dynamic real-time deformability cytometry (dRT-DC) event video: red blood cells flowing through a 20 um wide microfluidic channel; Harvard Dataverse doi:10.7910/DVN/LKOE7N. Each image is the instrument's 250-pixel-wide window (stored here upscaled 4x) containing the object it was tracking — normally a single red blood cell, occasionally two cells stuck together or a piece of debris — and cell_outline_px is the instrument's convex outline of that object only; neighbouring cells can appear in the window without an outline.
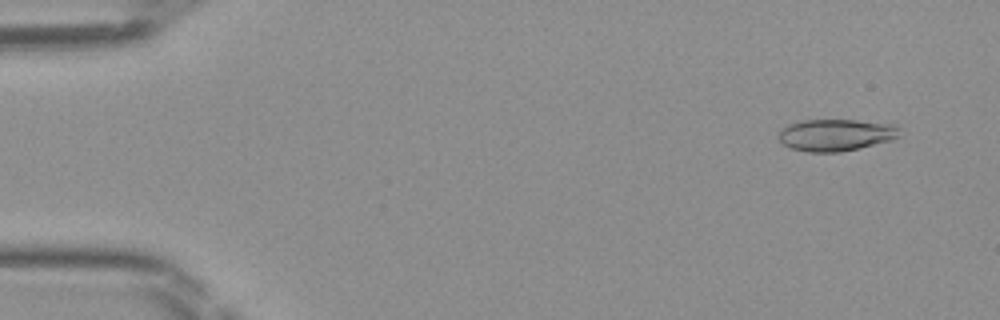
{"species": "Egyptian fruit bat (a non-hibernating species)", "species_latin": "Rousettus aegyptiacus", "temperature_condition": "room temperature", "stored_images_in_passage": 49, "camera_frame_rate_fps": 3000, "um_per_image_px": 0.085, "frame": {"image": 1, "passage_image": 4, "time_ms": 1.0, "image_size_px": [1000, 320], "cell_outline_px": [[900, 136], [892, 140], [860, 148], [840, 152], [808, 152], [792, 148], [784, 144], [780, 140], [780, 128], [788, 124], [804, 120], [856, 120], [892, 124], [896, 128]], "centroid_in_image_um": [71.03, 11.47], "position_along_channel_um": 14.0, "area_um2": 22.31}}
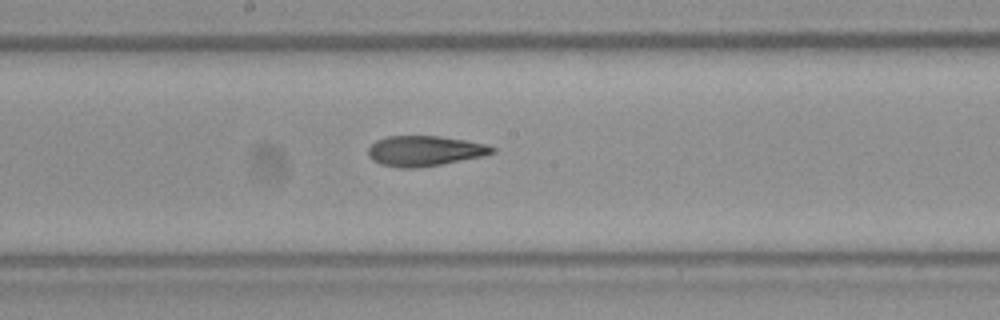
{"frame": {"image": 2, "passage_image": 26, "time_ms": 8.333, "image_size_px": [1000, 320], "cell_outline_px": [[496, 152], [484, 156], [440, 164], [416, 168], [400, 168], [380, 164], [372, 160], [368, 156], [368, 148], [376, 140], [388, 136], [440, 136], [488, 144], [496, 148]], "centroid_in_image_um": [36.1, 12.82], "position_along_channel_um": 212.1, "area_um2": 21.96}}
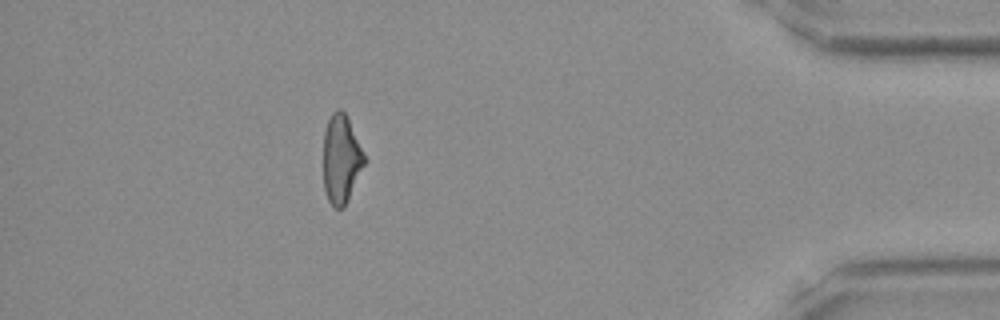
{"frame": {"image": 3, "passage_image": 43, "time_ms": 14.0, "image_size_px": [1000, 320], "cell_outline_px": [[368, 160], [344, 208], [332, 208], [328, 200], [324, 188], [324, 132], [328, 120], [332, 112], [336, 108], [340, 108], [344, 112]], "centroid_in_image_um": [29.02, 13.55], "position_along_channel_um": 406.2, "area_um2": 21.39}}